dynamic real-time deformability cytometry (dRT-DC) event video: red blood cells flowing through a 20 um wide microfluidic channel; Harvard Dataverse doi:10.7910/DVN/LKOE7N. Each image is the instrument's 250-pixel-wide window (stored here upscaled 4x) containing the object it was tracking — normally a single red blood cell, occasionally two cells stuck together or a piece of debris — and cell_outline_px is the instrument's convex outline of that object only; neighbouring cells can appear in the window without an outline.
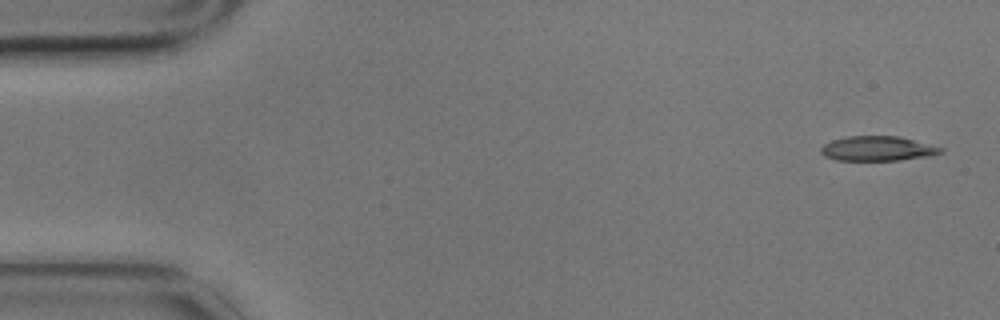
{"species": "common noctule bat (a hibernating species)", "species_latin": "Nyctalus noctula", "temperature_condition": "cold", "stored_images_in_passage": 8, "camera_frame_rate_fps": 3000, "um_per_image_px": 0.085, "animal": {"sex": "male", "body_mass_g": 17.9}, "frame": {"image": 1, "passage_image": 1, "time_ms": 0.0, "image_size_px": [1000, 320], "cell_outline_px": [[944, 152], [932, 156], [900, 160], [836, 160], [824, 156], [820, 152], [820, 148], [824, 144], [832, 140], [848, 136], [896, 136], [944, 148]], "centroid_in_image_um": [74.59, 12.64], "position_along_channel_um": 10.4, "area_um2": 17.22}}
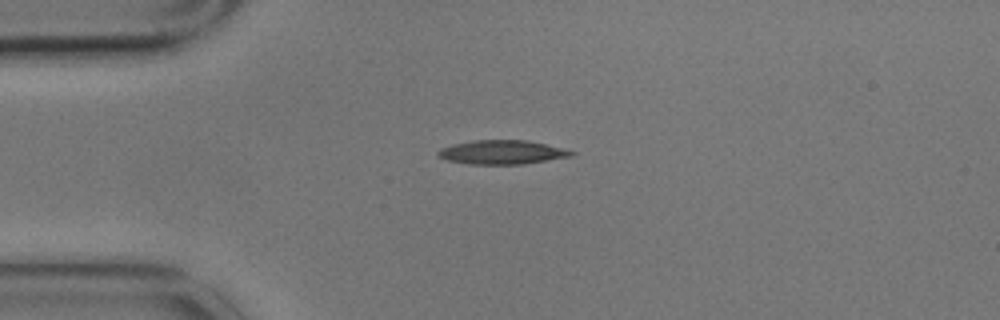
{"frame": {"image": 2, "passage_image": 4, "time_ms": 1.0, "image_size_px": [1000, 320], "cell_outline_px": [[576, 152], [572, 156], [524, 164], [468, 164], [448, 160], [440, 156], [436, 152], [440, 148], [452, 144], [472, 140], [528, 140]], "centroid_in_image_um": [42.64, 12.93], "position_along_channel_um": 42.4, "area_um2": 18.5}}